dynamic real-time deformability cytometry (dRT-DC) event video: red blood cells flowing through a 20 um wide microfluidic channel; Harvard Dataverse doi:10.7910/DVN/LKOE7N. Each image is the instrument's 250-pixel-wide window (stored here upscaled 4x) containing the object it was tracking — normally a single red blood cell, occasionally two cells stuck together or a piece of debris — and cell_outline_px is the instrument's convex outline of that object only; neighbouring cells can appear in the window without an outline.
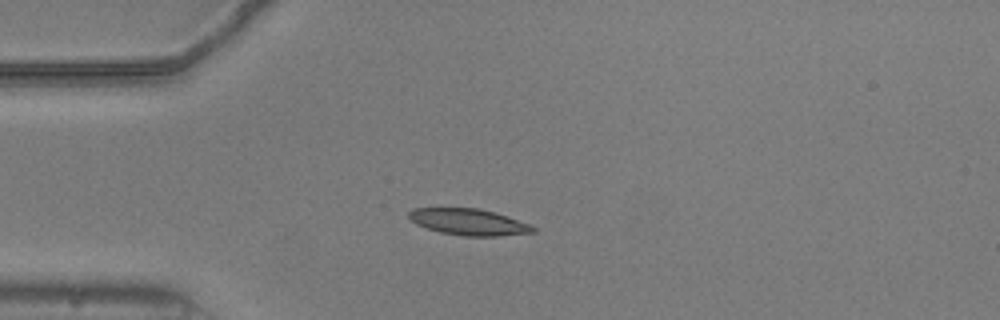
{"species": "common noctule bat (a hibernating species)", "species_latin": "Nyctalus noctula", "temperature_condition": "warm", "stored_images_in_passage": 41, "camera_frame_rate_fps": 3000, "um_per_image_px": 0.085, "animal": {"sex": "male", "body_mass_g": 20.5, "forearm_length_mm": 52.5}, "frame": {"image": 1, "passage_image": 1, "time_ms": 0.0, "image_size_px": [1000, 320], "cell_outline_px": [[536, 232], [500, 236], [464, 236], [440, 232], [416, 224], [408, 216], [408, 212], [412, 208], [480, 208], [496, 212], [532, 224], [536, 228]], "centroid_in_image_um": [39.9, 18.86], "position_along_channel_um": 45.1, "area_um2": 19.31}}
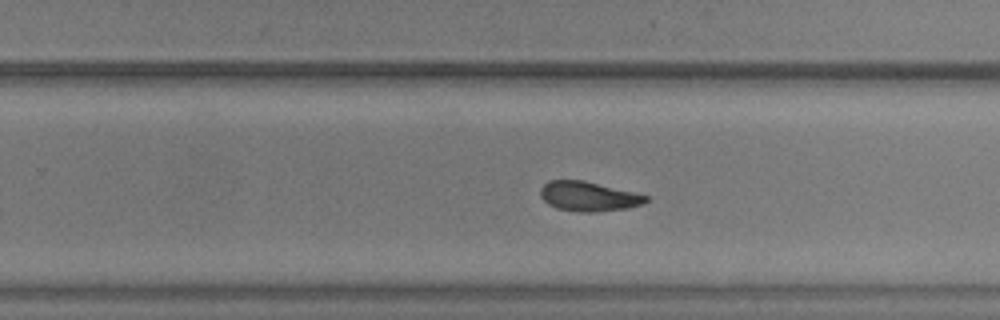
{"frame": {"image": 2, "passage_image": 21, "time_ms": 6.667, "image_size_px": [1000, 320], "cell_outline_px": [[648, 200], [640, 204], [628, 208], [596, 212], [576, 212], [556, 208], [548, 204], [540, 196], [540, 188], [548, 180], [584, 180], [648, 196]], "centroid_in_image_um": [49.97, 16.69], "position_along_channel_um": 279.8, "area_um2": 18.15}}
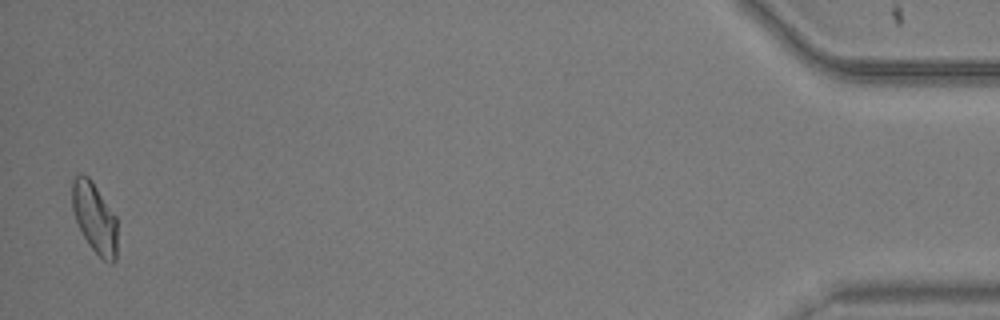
{"frame": {"image": 3, "passage_image": 40, "time_ms": 13.0, "image_size_px": [1000, 320], "cell_outline_px": [[116, 260], [112, 264], [108, 264], [88, 244], [76, 220], [72, 208], [72, 180], [80, 172], [88, 176], [92, 180], [116, 216]], "centroid_in_image_um": [8.04, 18.49], "position_along_channel_um": 427.2, "area_um2": 18.5}, "authors_computed_cell_mechanics": {"area_um2": 18.785, "velocity_mm_per_s": 3.7718, "shape_relaxation_time_tau1_ms": 5.3276, "shape_relaxation_time_tau2_ms": 3.949, "deformation_change_tau1": 0.1778, "deformation_change_tau2": 0.1032}}